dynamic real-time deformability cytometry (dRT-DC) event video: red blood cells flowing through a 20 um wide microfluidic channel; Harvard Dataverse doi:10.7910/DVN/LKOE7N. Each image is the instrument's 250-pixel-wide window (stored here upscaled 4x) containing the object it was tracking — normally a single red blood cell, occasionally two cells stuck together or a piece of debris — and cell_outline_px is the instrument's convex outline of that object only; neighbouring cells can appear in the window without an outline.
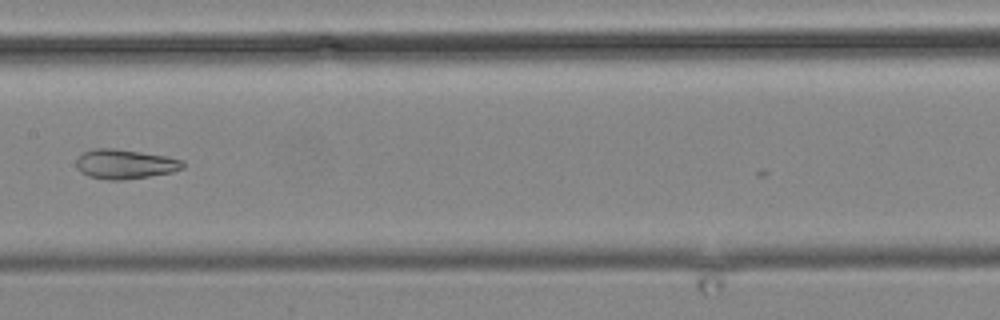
{"species": "common noctule bat (a hibernating species)", "species_latin": "Nyctalus noctula", "temperature_condition": "cold", "stored_images_in_passage": 14, "camera_frame_rate_fps": 3000, "um_per_image_px": 0.085, "animal": {"sex": "male", "body_mass_g": 19.2, "forearm_length_mm": 51.8}, "frame": {"image": 1, "passage_image": 13, "time_ms": 13.667, "image_size_px": [1000, 320], "cell_outline_px": [[184, 168], [172, 172], [124, 180], [108, 180], [88, 176], [80, 172], [76, 168], [76, 160], [84, 152], [92, 148], [116, 148], [168, 156], [184, 160]], "centroid_in_image_um": [10.62, 13.94], "position_along_channel_um": 196.8, "area_um2": 18.55}}